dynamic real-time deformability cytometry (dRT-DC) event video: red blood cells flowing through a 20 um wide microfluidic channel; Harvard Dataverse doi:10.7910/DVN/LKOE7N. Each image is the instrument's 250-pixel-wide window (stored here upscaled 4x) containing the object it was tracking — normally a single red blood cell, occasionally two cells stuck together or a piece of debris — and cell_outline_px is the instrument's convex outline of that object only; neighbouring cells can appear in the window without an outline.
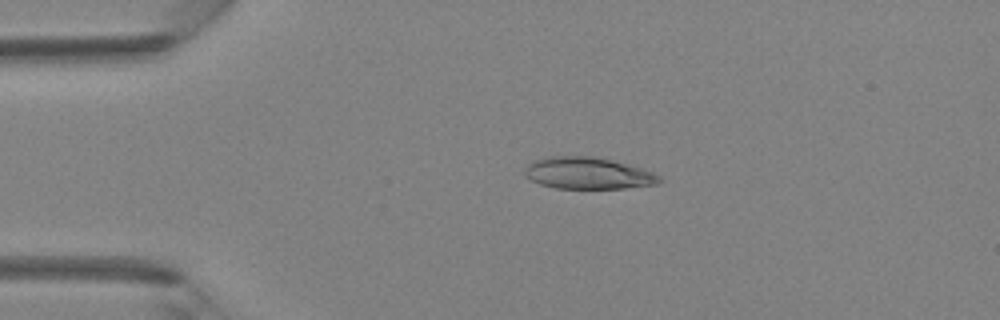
{"species": "Egyptian fruit bat (a non-hibernating species)", "species_latin": "Rousettus aegyptiacus", "temperature_condition": "room temperature", "stored_images_in_passage": 42, "camera_frame_rate_fps": 3000, "um_per_image_px": 0.085, "animal": {"sex": "female"}, "frame": {"image": 1, "passage_image": 9, "time_ms": 2.667, "image_size_px": [1000, 320], "cell_outline_px": [[664, 180], [656, 184], [624, 188], [556, 188], [540, 184], [524, 176], [524, 168], [528, 164], [536, 160], [548, 156], [596, 156], [628, 164], [652, 172], [660, 176]], "centroid_in_image_um": [49.96, 14.71], "position_along_channel_um": 35.0, "area_um2": 24.91}}
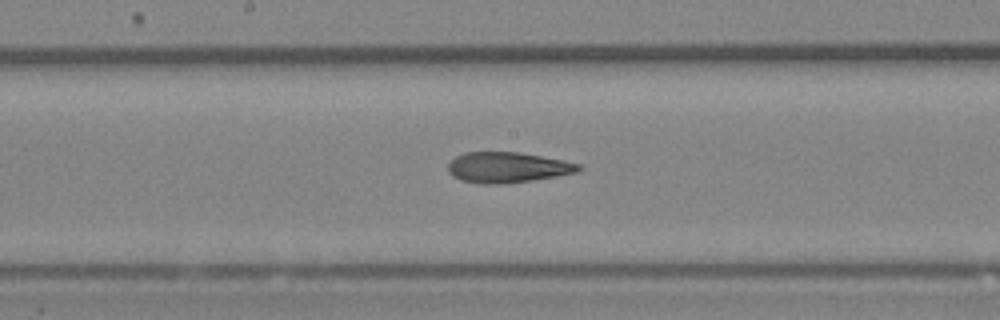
{"frame": {"image": 2, "passage_image": 22, "time_ms": 7.0, "image_size_px": [1000, 320], "cell_outline_px": [[584, 168], [576, 172], [556, 176], [532, 180], [504, 184], [480, 184], [460, 180], [452, 176], [448, 172], [448, 164], [456, 156], [464, 152], [516, 152], [564, 160], [580, 164]], "centroid_in_image_um": [43.12, 14.23], "position_along_channel_um": 205.1, "area_um2": 23.29}}
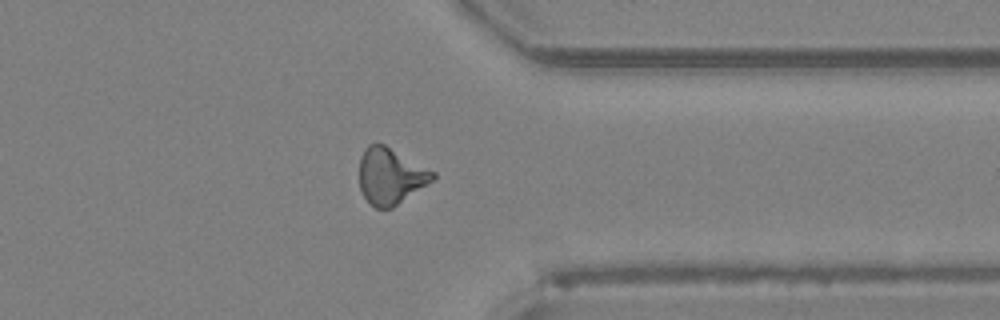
{"frame": {"image": 3, "passage_image": 33, "time_ms": 10.667, "image_size_px": [1000, 320], "cell_outline_px": [[436, 176], [432, 180], [392, 208], [376, 208], [364, 196], [360, 188], [360, 156], [364, 148], [368, 144], [384, 144], [436, 172]], "centroid_in_image_um": [33.18, 14.94], "position_along_channel_um": 378.2, "area_um2": 23.7}}